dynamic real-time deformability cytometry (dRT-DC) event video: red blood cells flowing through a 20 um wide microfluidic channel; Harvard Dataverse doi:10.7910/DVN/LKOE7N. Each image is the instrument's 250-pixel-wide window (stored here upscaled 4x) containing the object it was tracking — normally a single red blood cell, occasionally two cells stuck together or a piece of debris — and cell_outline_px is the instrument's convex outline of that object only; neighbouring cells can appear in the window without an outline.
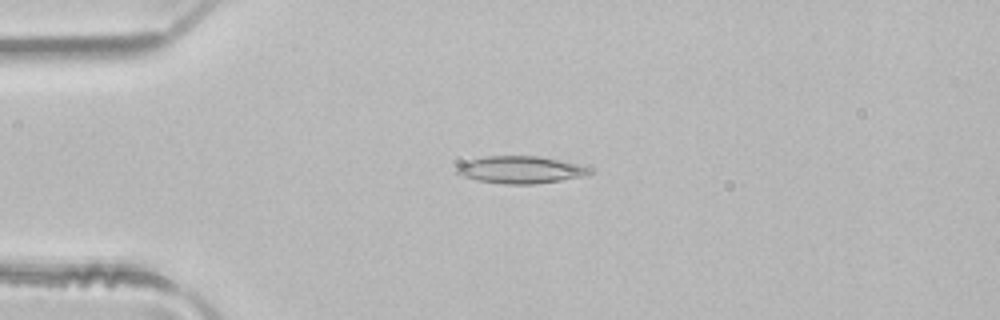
{"species": "common noctule bat (a hibernating species)", "species_latin": "Nyctalus noctula", "temperature_condition": "room temperature", "stored_images_in_passage": 49, "camera_frame_rate_fps": 3000, "um_per_image_px": 0.085, "animal": {"sex": "male", "body_mass_g": 21.5, "forearm_length_mm": 52.0}, "frame": {"image": 1, "passage_image": 12, "time_ms": 3.667, "image_size_px": [1000, 320], "cell_outline_px": [[592, 172], [584, 176], [536, 184], [504, 184], [476, 180], [464, 176], [456, 172], [456, 168], [472, 160], [488, 156], [540, 156], [580, 164], [592, 168]], "centroid_in_image_um": [44.32, 14.43], "position_along_channel_um": 40.7, "area_um2": 20.87}}
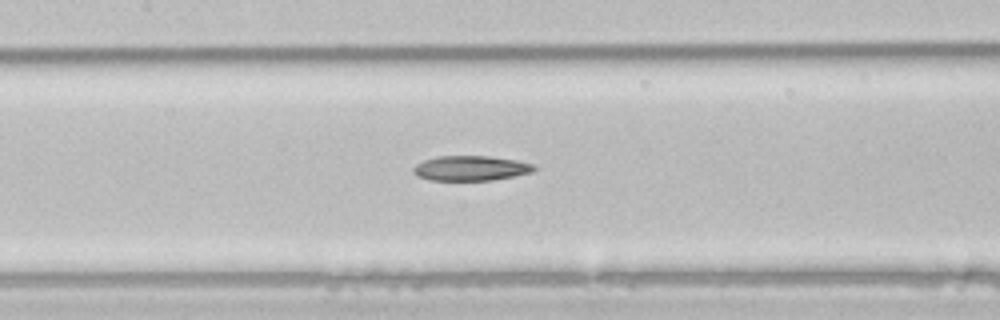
{"frame": {"image": 2, "passage_image": 23, "time_ms": 7.333, "image_size_px": [1000, 320], "cell_outline_px": [[536, 168], [532, 172], [492, 180], [428, 180], [416, 176], [412, 172], [412, 168], [416, 164], [424, 160], [436, 156], [488, 156], [516, 160], [536, 164]], "centroid_in_image_um": [39.98, 14.29], "position_along_channel_um": 167.4, "area_um2": 17.63}}
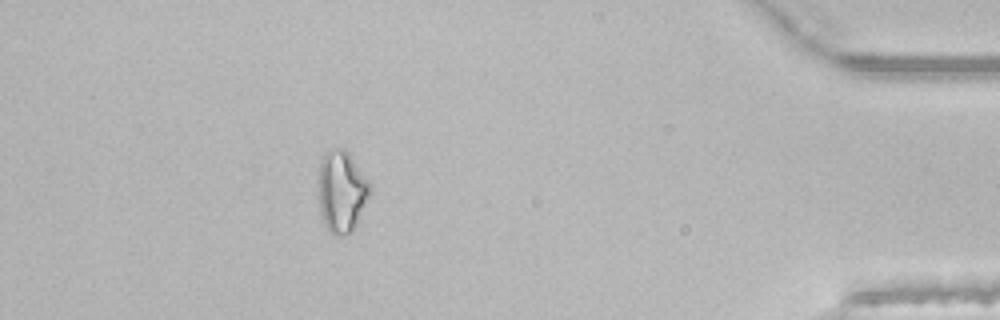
{"frame": {"image": 3, "passage_image": 44, "time_ms": 14.333, "image_size_px": [1000, 320], "cell_outline_px": [[372, 192], [352, 232], [340, 236], [336, 236], [324, 224], [320, 212], [316, 180], [320, 160], [332, 148], [344, 148], [348, 152], [372, 184]], "centroid_in_image_um": [29.03, 16.25], "position_along_channel_um": 406.2, "area_um2": 25.09}}